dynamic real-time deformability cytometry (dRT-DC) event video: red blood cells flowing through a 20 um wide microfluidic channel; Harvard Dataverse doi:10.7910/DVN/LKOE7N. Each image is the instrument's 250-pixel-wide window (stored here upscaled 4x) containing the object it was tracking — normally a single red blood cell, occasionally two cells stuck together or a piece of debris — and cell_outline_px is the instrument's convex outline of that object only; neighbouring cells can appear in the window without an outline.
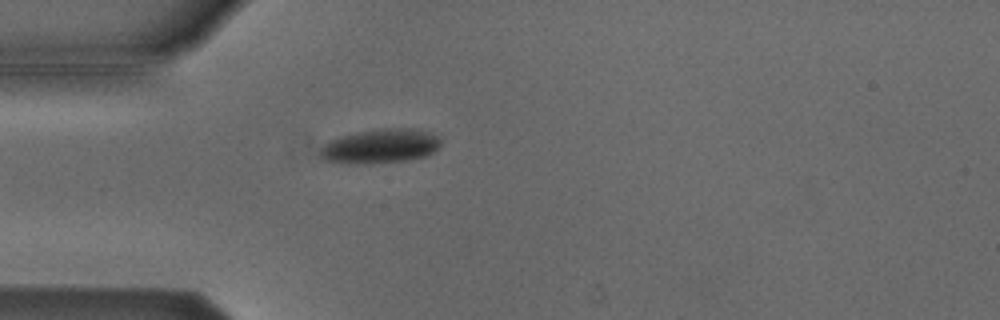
{"species": "Egyptian fruit bat (a non-hibernating species)", "species_latin": "Rousettus aegyptiacus", "temperature_condition": "cold", "stored_images_in_passage": 5, "camera_frame_rate_fps": 3000, "um_per_image_px": 0.085, "animal": {"sex": "male"}, "frame": {"image": 1, "passage_image": 5, "time_ms": 1.333, "image_size_px": [1000, 320], "cell_outline_px": [[440, 144], [428, 156], [404, 160], [372, 164], [348, 164], [324, 160], [320, 156], [320, 148], [328, 140], [340, 136], [380, 128], [412, 128], [428, 132], [436, 136], [440, 140]], "centroid_in_image_um": [32.28, 12.43], "position_along_channel_um": 52.7, "area_um2": 24.16}}